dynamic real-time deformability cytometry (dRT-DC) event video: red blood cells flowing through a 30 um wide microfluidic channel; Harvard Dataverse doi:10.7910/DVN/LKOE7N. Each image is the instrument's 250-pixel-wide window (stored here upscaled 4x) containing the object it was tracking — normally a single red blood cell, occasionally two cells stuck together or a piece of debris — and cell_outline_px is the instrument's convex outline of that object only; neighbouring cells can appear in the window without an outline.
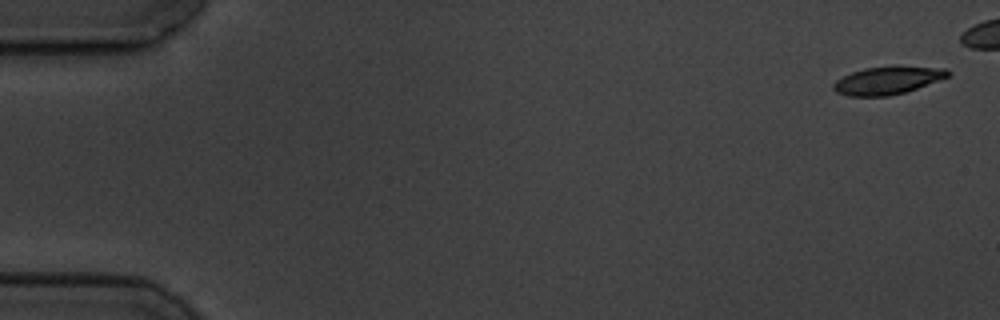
{"species": "common noctule bat (a hibernating species)", "species_latin": "Nyctalus noctula", "temperature_condition": "cold", "stored_images_in_passage": 6, "camera_frame_rate_fps": 3000, "um_per_image_px": 0.085, "animal": {"sex": "male", "body_mass_g": 19.5, "forearm_length_mm": 54.6}, "frame": {"image": 1, "passage_image": 1, "time_ms": 0.0, "image_size_px": [1000, 320], "cell_outline_px": [[952, 72], [948, 76], [916, 88], [904, 92], [888, 96], [848, 96], [836, 92], [832, 88], [832, 84], [836, 80], [852, 72], [864, 68], [892, 64], [896, 64], [948, 68]], "centroid_in_image_um": [75.46, 6.79], "position_along_channel_um": 9.5, "area_um2": 19.02}}
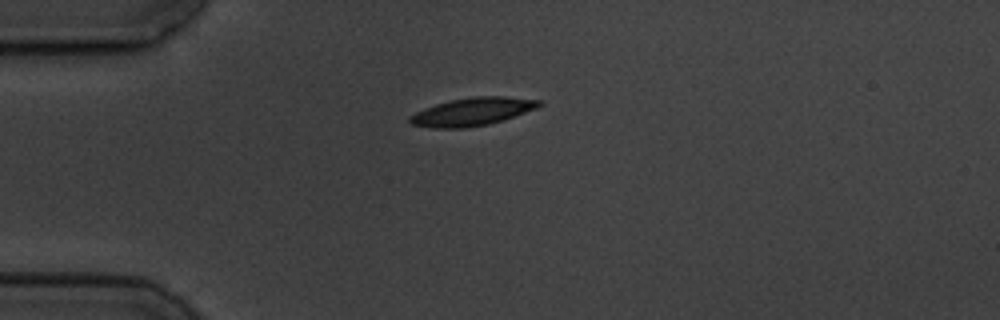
{"frame": {"image": 2, "passage_image": 6, "time_ms": 6.333, "image_size_px": [1000, 320], "cell_outline_px": [[544, 104], [536, 108], [488, 124], [464, 128], [432, 128], [412, 124], [408, 120], [408, 116], [424, 108], [436, 104], [452, 100], [472, 96], [504, 96], [544, 100]], "centroid_in_image_um": [40.14, 9.48], "position_along_channel_um": 44.9, "area_um2": 20.92}}